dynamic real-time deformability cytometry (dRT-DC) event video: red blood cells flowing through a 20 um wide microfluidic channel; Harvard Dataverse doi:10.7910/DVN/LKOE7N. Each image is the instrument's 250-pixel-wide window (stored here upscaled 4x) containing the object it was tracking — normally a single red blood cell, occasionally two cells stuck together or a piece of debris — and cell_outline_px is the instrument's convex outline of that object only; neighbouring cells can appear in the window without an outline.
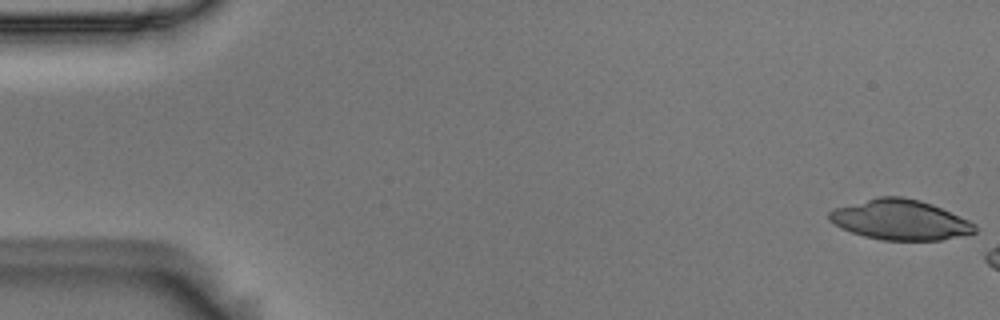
{"species": "Egyptian fruit bat (a non-hibernating species)", "species_latin": "Rousettus aegyptiacus", "temperature_condition": "room temperature", "stored_images_in_passage": 7, "camera_frame_rate_fps": 3000, "um_per_image_px": 0.085, "animal": {"sex": "male"}, "frame": {"image": 1, "passage_image": 1, "time_ms": 0.0, "image_size_px": [1000, 320], "cell_outline_px": [[976, 232], [940, 240], [884, 240], [864, 236], [840, 228], [828, 220], [828, 212], [832, 208], [880, 196], [900, 196], [920, 200], [932, 204], [968, 220], [976, 224]], "centroid_in_image_um": [76.47, 18.68], "position_along_channel_um": 8.5, "area_um2": 33.99}}